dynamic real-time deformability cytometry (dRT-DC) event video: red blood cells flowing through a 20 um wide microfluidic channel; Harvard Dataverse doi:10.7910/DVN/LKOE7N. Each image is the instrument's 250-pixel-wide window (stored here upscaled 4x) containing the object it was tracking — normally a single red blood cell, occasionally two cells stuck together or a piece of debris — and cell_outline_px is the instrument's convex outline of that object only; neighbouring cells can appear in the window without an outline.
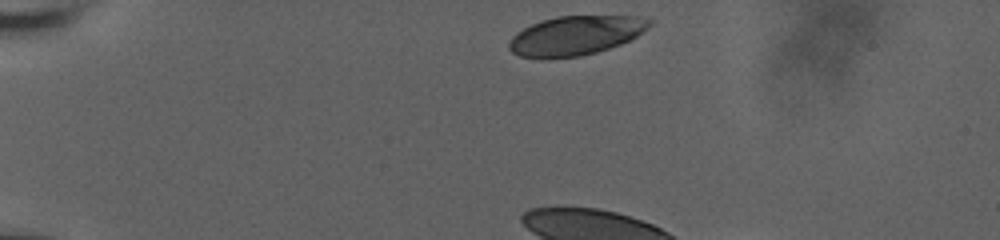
{"species": "human", "species_latin": "Homo sapiens", "temperature_condition": "room temperature", "stored_images_in_passage": 13, "camera_frame_rate_fps": 3000, "um_per_image_px": 0.085, "donor": {"sex": "male"}, "frame": {"image": 1, "passage_image": 1, "time_ms": 0.0, "image_size_px": [1000, 240], "cell_outline_px": [[652, 24], [648, 28], [636, 36], [620, 44], [596, 52], [580, 56], [540, 60], [520, 56], [512, 52], [508, 48], [508, 44], [512, 36], [516, 32], [540, 20], [556, 16], [648, 16], [652, 20]], "centroid_in_image_um": [48.9, 3.02], "position_along_channel_um": 36.1, "area_um2": 32.54}}